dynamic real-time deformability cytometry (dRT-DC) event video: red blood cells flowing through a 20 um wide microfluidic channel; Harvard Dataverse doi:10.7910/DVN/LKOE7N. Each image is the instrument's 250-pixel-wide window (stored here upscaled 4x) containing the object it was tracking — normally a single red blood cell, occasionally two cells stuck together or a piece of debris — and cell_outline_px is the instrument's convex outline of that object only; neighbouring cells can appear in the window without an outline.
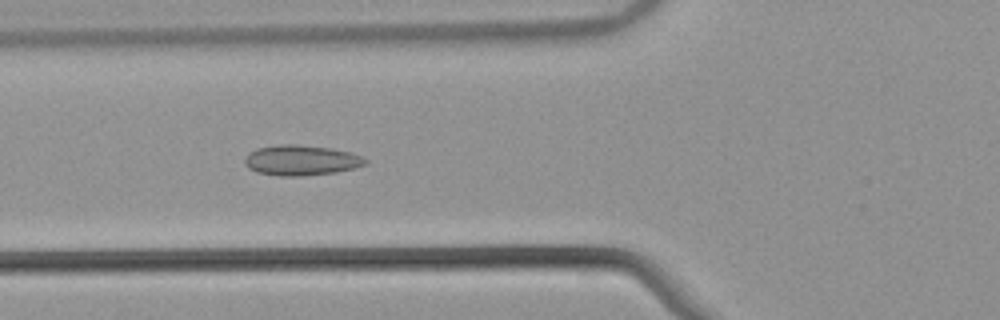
{"species": "common noctule bat (a hibernating species)", "species_latin": "Nyctalus noctula", "temperature_condition": "warm", "stored_images_in_passage": 48, "camera_frame_rate_fps": 3000, "um_per_image_px": 0.085, "animal": {"sex": "male", "body_mass_g": 21.5, "forearm_length_mm": 52.0}, "frame": {"image": 1, "passage_image": 15, "time_ms": 4.667, "image_size_px": [1000, 320], "cell_outline_px": [[368, 164], [336, 172], [300, 176], [280, 176], [256, 172], [248, 168], [244, 164], [244, 160], [256, 148], [280, 144], [296, 144], [328, 148], [348, 152], [360, 156], [368, 160]], "centroid_in_image_um": [25.58, 13.63], "position_along_channel_um": 100.2, "area_um2": 21.1}}
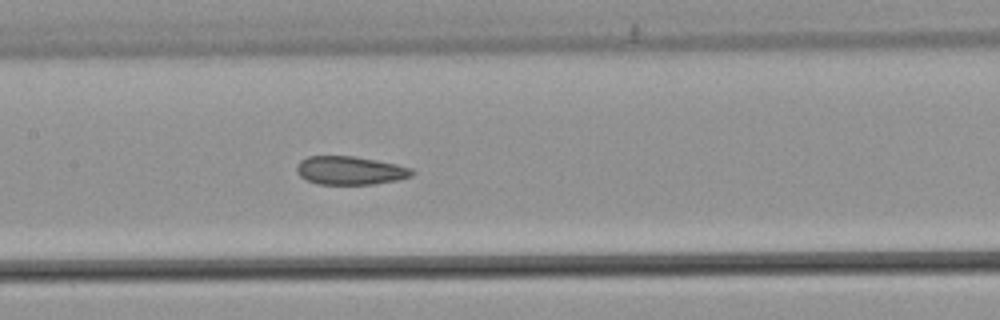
{"frame": {"image": 2, "passage_image": 21, "time_ms": 6.667, "image_size_px": [1000, 320], "cell_outline_px": [[416, 172], [412, 176], [396, 180], [376, 184], [316, 184], [300, 176], [296, 172], [296, 168], [300, 160], [308, 156], [352, 156], [376, 160], [396, 164], [412, 168]], "centroid_in_image_um": [29.77, 14.49], "position_along_channel_um": 177.6, "area_um2": 19.13}}
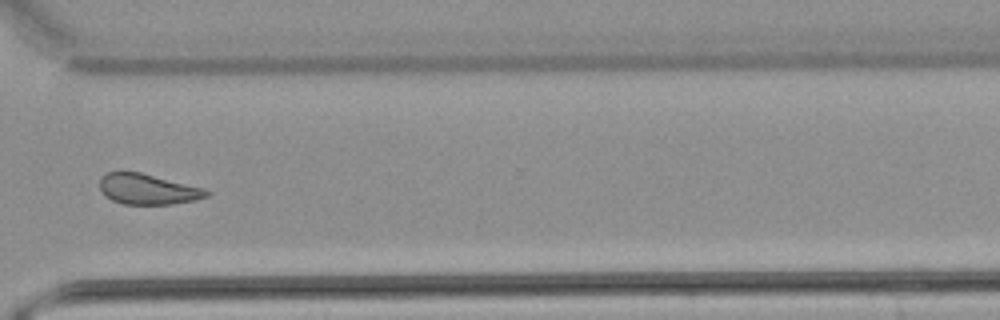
{"frame": {"image": 3, "passage_image": 35, "time_ms": 11.333, "image_size_px": [1000, 320], "cell_outline_px": [[208, 196], [196, 200], [172, 204], [124, 204], [112, 200], [100, 188], [100, 180], [108, 172], [140, 172], [204, 188], [208, 192]], "centroid_in_image_um": [12.59, 16.08], "position_along_channel_um": 358.0, "area_um2": 18.61}, "authors_computed_cell_mechanics": {"area_um2": 20.1144, "velocity_mm_per_s": 3.8643, "shape_relaxation_time_tau1_ms": null, "shape_relaxation_time_tau2_ms": 2.4117, "deformation_change_tau1": null, "deformation_change_tau2": 0.0925}}